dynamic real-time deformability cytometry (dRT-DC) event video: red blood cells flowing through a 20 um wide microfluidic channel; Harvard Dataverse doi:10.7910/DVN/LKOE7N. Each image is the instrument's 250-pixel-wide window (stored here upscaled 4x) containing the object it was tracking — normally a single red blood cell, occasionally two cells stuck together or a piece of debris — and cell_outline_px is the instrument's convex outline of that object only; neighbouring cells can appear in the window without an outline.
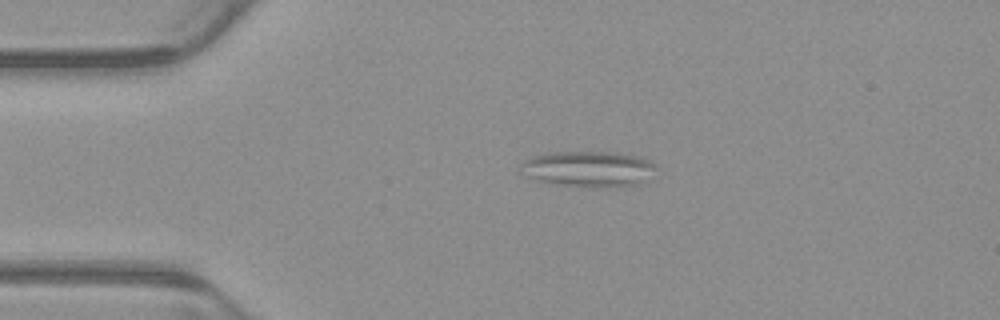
{"species": "common noctule bat (a hibernating species)", "species_latin": "Nyctalus noctula", "temperature_condition": "warm", "stored_images_in_passage": 3, "camera_frame_rate_fps": 3000, "um_per_image_px": 0.085, "animal": {"sex": "male", "body_mass_g": 23.1, "forearm_length_mm": 52.7}, "frame": {"image": 1, "passage_image": 2, "time_ms": 0.333, "image_size_px": [1000, 320], "cell_outline_px": [[656, 164], [640, 184], [608, 188], [604, 188], [556, 184], [540, 180], [528, 176], [520, 164], [524, 160], [532, 156], [548, 152], [608, 152], [640, 156], [652, 160]], "centroid_in_image_um": [50.03, 14.35], "position_along_channel_um": 35.0, "area_um2": 27.86}}